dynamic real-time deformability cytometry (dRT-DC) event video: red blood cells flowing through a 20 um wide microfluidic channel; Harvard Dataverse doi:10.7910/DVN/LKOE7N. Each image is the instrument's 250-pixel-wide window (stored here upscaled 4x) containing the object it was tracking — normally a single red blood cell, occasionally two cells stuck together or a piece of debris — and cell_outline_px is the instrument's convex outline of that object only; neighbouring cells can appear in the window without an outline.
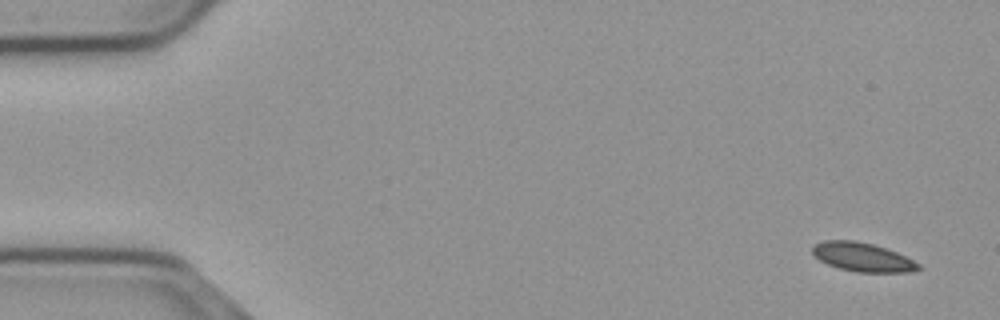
{"species": "common noctule bat (a hibernating species)", "species_latin": "Nyctalus noctula", "temperature_condition": "cold", "stored_images_in_passage": 55, "camera_frame_rate_fps": 3000, "um_per_image_px": 0.085, "animal": {"sex": "male", "body_mass_g": 23.1, "forearm_length_mm": 52.7}, "frame": {"image": 1, "passage_image": 1, "time_ms": 0.0, "image_size_px": [1000, 320], "cell_outline_px": [[920, 268], [908, 272], [856, 272], [840, 268], [828, 264], [820, 260], [812, 252], [812, 244], [824, 240], [856, 240], [872, 244], [896, 252], [920, 264]], "centroid_in_image_um": [73.27, 21.84], "position_along_channel_um": 11.7, "area_um2": 17.63}}
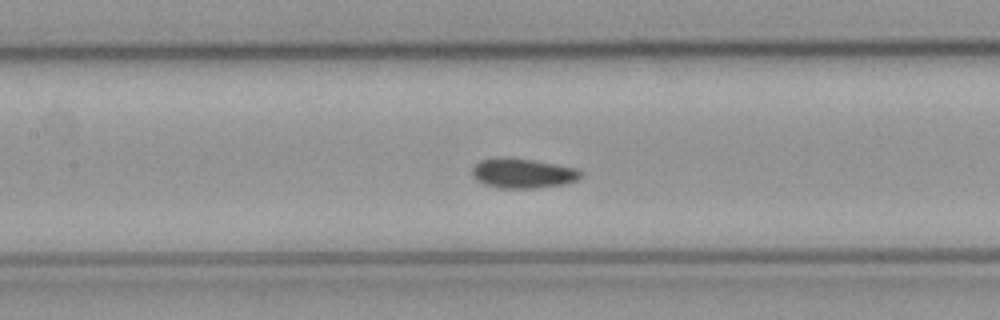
{"frame": {"image": 2, "passage_image": 24, "time_ms": 7.667, "image_size_px": [1000, 320], "cell_outline_px": [[584, 172], [576, 180], [564, 184], [536, 188], [500, 188], [484, 184], [476, 180], [472, 176], [472, 168], [480, 160], [496, 156], [504, 156], [532, 160], [556, 164], [576, 168]], "centroid_in_image_um": [44.4, 14.71], "position_along_channel_um": 163.0, "area_um2": 19.02}}
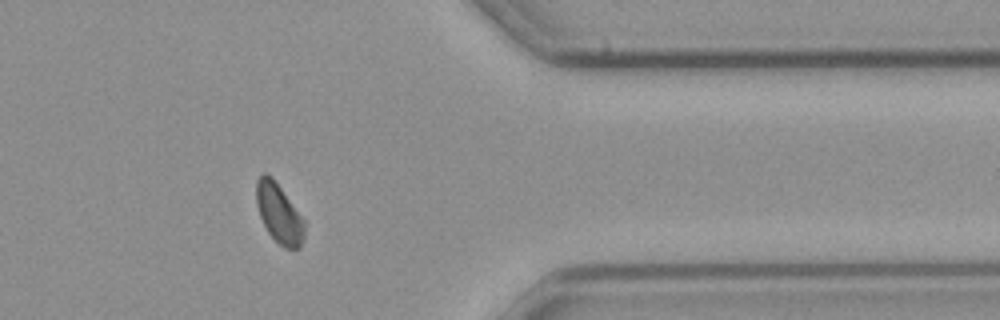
{"frame": {"image": 3, "passage_image": 44, "time_ms": 14.333, "image_size_px": [1000, 320], "cell_outline_px": [[304, 240], [300, 248], [284, 248], [268, 232], [260, 216], [256, 204], [256, 180], [260, 172], [264, 172], [272, 176], [304, 220]], "centroid_in_image_um": [23.69, 18.1], "position_along_channel_um": 387.7, "area_um2": 16.59}, "authors_computed_cell_mechanics": {"area_um2": 17.8602, "velocity_mm_per_s": 3.6523, "shape_relaxation_time_tau1_ms": 8.9192, "shape_relaxation_time_tau2_ms": null, "deformation_change_tau1": 0.0794, "deformation_change_tau2": null}}